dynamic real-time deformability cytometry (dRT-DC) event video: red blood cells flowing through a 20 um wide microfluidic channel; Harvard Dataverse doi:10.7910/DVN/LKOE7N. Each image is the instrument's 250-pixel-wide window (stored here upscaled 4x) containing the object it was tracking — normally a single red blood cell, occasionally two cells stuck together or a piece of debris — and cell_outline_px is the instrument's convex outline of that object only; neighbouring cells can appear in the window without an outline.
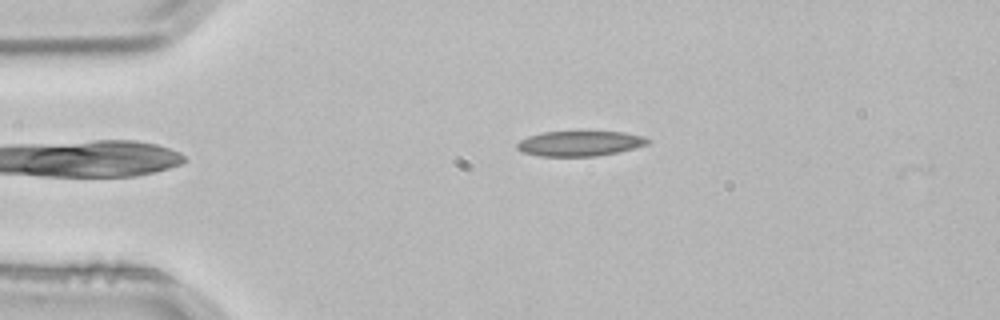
{"species": "common noctule bat (a hibernating species)", "species_latin": "Nyctalus noctula", "temperature_condition": "room temperature", "stored_images_in_passage": 2, "camera_frame_rate_fps": 3000, "um_per_image_px": 0.085, "animal": {"sex": "male", "body_mass_g": 21.5, "forearm_length_mm": 52.0}, "frame": {"image": 1, "passage_image": 2, "time_ms": 0.333, "image_size_px": [1000, 320], "cell_outline_px": [[652, 140], [648, 144], [616, 152], [596, 156], [540, 156], [520, 152], [516, 148], [516, 144], [520, 140], [528, 136], [544, 132], [624, 132], [644, 136]], "centroid_in_image_um": [49.26, 12.19], "position_along_channel_um": 35.7, "area_um2": 19.07}}